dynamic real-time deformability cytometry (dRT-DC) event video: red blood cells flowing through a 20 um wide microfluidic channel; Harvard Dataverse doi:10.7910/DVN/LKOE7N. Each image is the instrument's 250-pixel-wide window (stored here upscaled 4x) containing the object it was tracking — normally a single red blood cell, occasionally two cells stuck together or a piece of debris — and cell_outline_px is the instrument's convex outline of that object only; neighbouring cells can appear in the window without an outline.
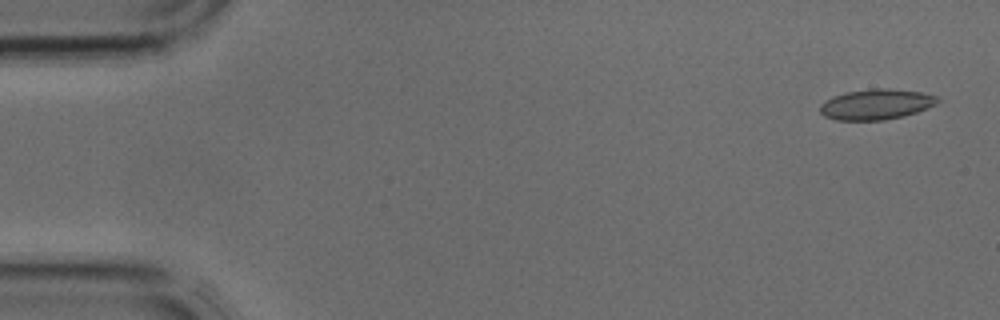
{"species": "common noctule bat (a hibernating species)", "species_latin": "Nyctalus noctula", "temperature_condition": "cold", "stored_images_in_passage": 4, "camera_frame_rate_fps": 3000, "um_per_image_px": 0.085, "animal": {"sex": "male", "body_mass_g": 17.9, "forearm_length_mm": 54.2}, "frame": {"image": 1, "passage_image": 1, "time_ms": 0.0, "image_size_px": [1000, 320], "cell_outline_px": [[940, 100], [936, 104], [928, 108], [904, 116], [884, 120], [836, 120], [824, 116], [820, 112], [820, 104], [824, 100], [832, 96], [844, 92], [868, 88], [888, 88], [920, 92], [940, 96]], "centroid_in_image_um": [74.47, 8.85], "position_along_channel_um": 10.5, "area_um2": 21.21}}
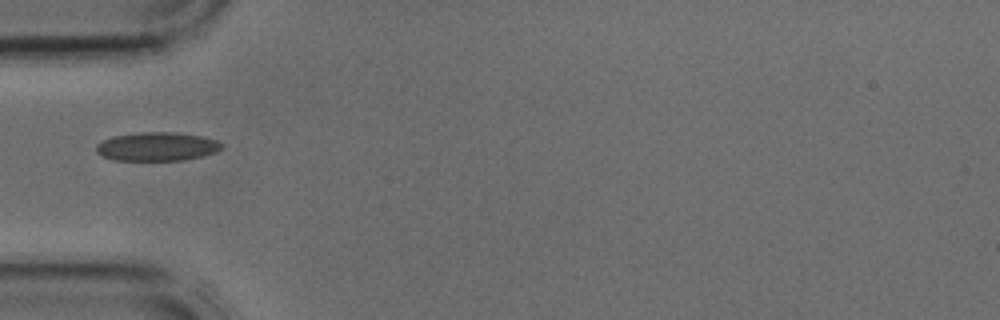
{"frame": {"image": 2, "passage_image": 4, "time_ms": 1.0, "image_size_px": [1000, 320], "cell_outline_px": [[224, 148], [216, 152], [204, 156], [184, 160], [112, 160], [100, 156], [96, 152], [96, 144], [112, 136], [140, 132], [176, 132], [204, 136], [216, 140], [224, 144]], "centroid_in_image_um": [13.37, 12.46], "position_along_channel_um": 71.6, "area_um2": 21.33}}